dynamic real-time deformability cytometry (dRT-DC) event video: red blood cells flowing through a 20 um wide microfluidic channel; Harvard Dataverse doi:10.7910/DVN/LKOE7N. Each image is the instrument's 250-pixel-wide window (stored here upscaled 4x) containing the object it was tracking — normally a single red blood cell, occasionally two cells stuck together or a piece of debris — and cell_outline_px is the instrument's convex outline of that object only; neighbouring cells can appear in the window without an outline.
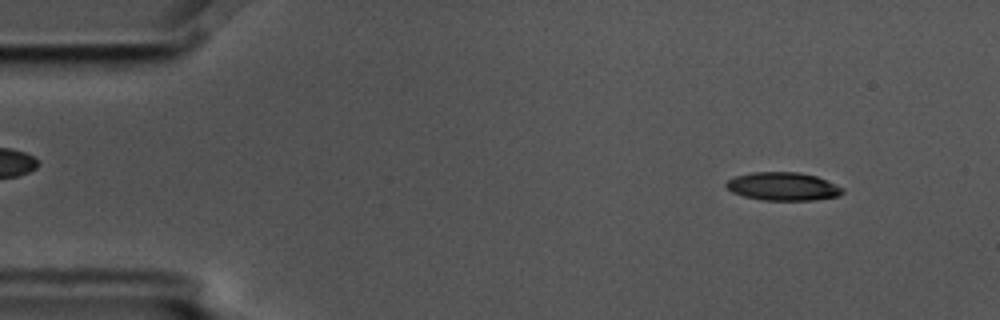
{"species": "common noctule bat (a hibernating species)", "species_latin": "Nyctalus noctula", "temperature_condition": "cold", "stored_images_in_passage": 4, "segment_of_instrument_passage": [1, 2], "camera_frame_rate_fps": 3000, "um_per_image_px": 0.085, "animal": {"sex": "male", "body_mass_g": 17.5, "forearm_length_mm": 52.3}, "frame": {"image": 1, "passage_image": 1, "time_ms": 0.0, "image_size_px": [1000, 320], "cell_outline_px": [[844, 192], [840, 196], [812, 200], [764, 200], [744, 196], [732, 192], [724, 184], [728, 180], [736, 176], [752, 172], [796, 172], [816, 176], [844, 188]], "centroid_in_image_um": [66.56, 15.85], "position_along_channel_um": 18.4, "area_um2": 19.02}}